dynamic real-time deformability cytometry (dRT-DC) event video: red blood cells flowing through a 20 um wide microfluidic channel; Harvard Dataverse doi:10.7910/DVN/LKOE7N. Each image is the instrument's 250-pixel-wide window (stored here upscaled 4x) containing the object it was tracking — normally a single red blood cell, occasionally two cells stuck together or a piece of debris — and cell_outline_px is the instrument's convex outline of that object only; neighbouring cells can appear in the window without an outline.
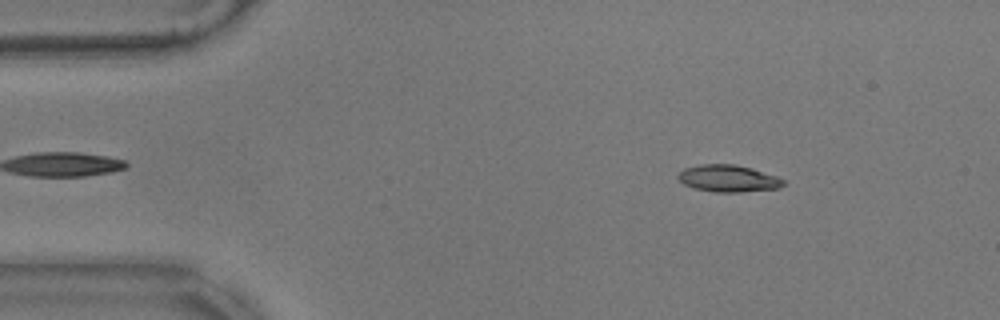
{"species": "common noctule bat (a hibernating species)", "species_latin": "Nyctalus noctula", "temperature_condition": "warm", "stored_images_in_passage": 50, "camera_frame_rate_fps": 3000, "um_per_image_px": 0.085, "animal": {"sex": "male", "body_mass_g": 17.9}, "frame": {"image": 1, "passage_image": 1, "time_ms": 0.0, "image_size_px": [1000, 320], "cell_outline_px": [[784, 184], [776, 188], [740, 192], [716, 192], [692, 188], [684, 184], [676, 176], [684, 168], [700, 164], [736, 164], [752, 168], [776, 176], [784, 180]], "centroid_in_image_um": [61.86, 15.16], "position_along_channel_um": 23.1, "area_um2": 16.47}}
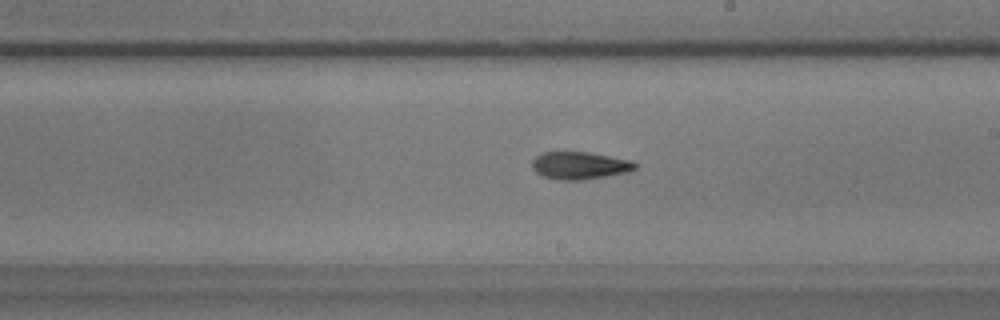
{"frame": {"image": 2, "passage_image": 25, "time_ms": 8.0, "image_size_px": [1000, 320], "cell_outline_px": [[636, 168], [628, 172], [580, 180], [556, 180], [544, 176], [536, 172], [532, 168], [532, 160], [540, 152], [588, 152], [632, 160], [636, 164]], "centroid_in_image_um": [49.25, 14.06], "position_along_channel_um": 239.8, "area_um2": 16.47}}
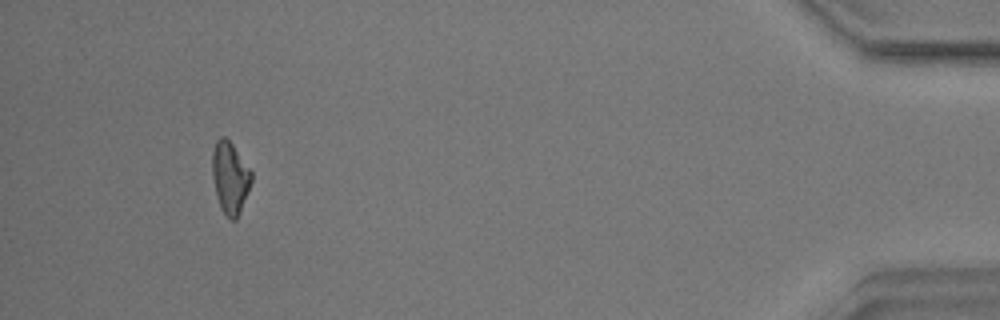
{"frame": {"image": 3, "passage_image": 46, "time_ms": 15.0, "image_size_px": [1000, 320], "cell_outline_px": [[252, 180], [240, 212], [236, 220], [228, 220], [220, 208], [212, 176], [212, 152], [216, 140], [220, 136], [224, 136], [232, 144], [252, 172]], "centroid_in_image_um": [19.54, 15.11], "position_along_channel_um": 415.7, "area_um2": 16.36}, "authors_computed_cell_mechanics": {"area_um2": 16.4441, "velocity_mm_per_s": 3.5366, "shape_relaxation_time_tau1_ms": 10.9525, "shape_relaxation_time_tau2_ms": null, "deformation_change_tau1": 0.2847, "deformation_change_tau2": null}}